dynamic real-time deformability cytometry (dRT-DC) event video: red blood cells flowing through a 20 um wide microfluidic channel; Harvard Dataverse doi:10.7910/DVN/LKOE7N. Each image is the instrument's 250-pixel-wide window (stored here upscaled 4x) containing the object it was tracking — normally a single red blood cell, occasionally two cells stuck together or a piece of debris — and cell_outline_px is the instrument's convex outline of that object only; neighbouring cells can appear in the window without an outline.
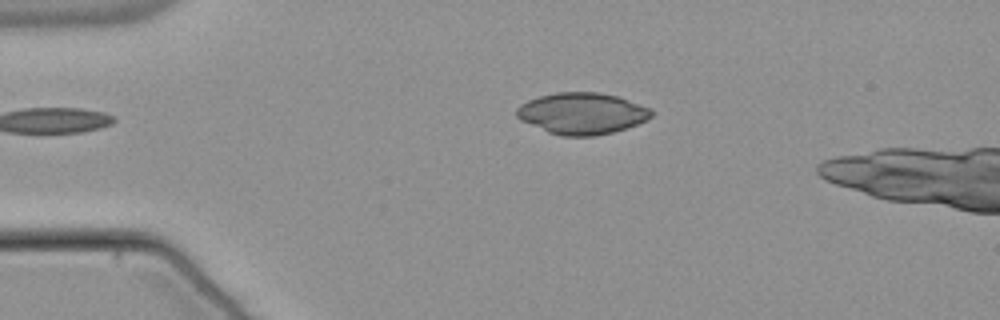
{"species": "common noctule bat (a hibernating species)", "species_latin": "Nyctalus noctula", "temperature_condition": "warm", "stored_images_in_passage": 40, "camera_frame_rate_fps": 3000, "um_per_image_px": 0.085, "animal": {"sex": "male", "body_mass_g": 21.5, "forearm_length_mm": 52.0}, "frame": {"image": 1, "passage_image": 1, "time_ms": 0.0, "image_size_px": [1000, 320], "cell_outline_px": [[652, 116], [648, 120], [612, 132], [596, 136], [560, 136], [548, 132], [520, 120], [516, 116], [516, 108], [520, 104], [528, 100], [540, 96], [556, 92], [600, 92], [616, 96], [648, 108], [652, 112]], "centroid_in_image_um": [49.42, 9.64], "position_along_channel_um": 35.6, "area_um2": 32.37}}
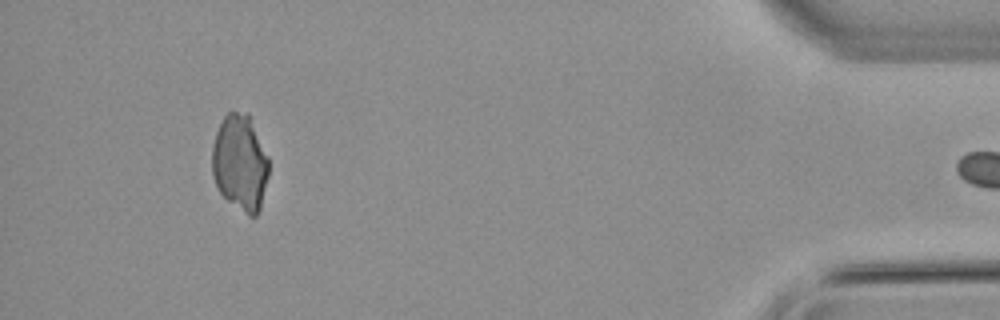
{"frame": {"image": 2, "passage_image": 39, "time_ms": 12.667, "image_size_px": [1000, 320], "cell_outline_px": [[268, 176], [260, 208], [256, 216], [248, 216], [228, 200], [220, 192], [216, 184], [212, 172], [212, 144], [216, 132], [224, 116], [232, 108], [248, 112], [268, 156]], "centroid_in_image_um": [20.4, 13.78], "position_along_channel_um": 414.8, "area_um2": 31.96}}